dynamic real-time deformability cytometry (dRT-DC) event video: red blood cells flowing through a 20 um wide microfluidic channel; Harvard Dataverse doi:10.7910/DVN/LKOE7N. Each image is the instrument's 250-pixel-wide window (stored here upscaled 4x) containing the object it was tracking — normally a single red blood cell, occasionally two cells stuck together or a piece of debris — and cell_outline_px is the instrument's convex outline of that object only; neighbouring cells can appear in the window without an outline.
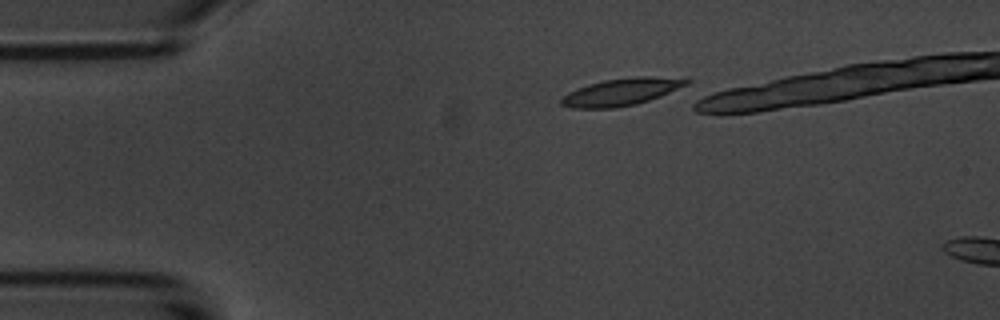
{"species": "common noctule bat (a hibernating species)", "species_latin": "Nyctalus noctula", "temperature_condition": "room temperature", "stored_images_in_passage": 9, "camera_frame_rate_fps": 3000, "um_per_image_px": 0.085, "animal": {"sex": "male", "body_mass_g": 20.1, "forearm_length_mm": 53.5}, "frame": {"image": 1, "passage_image": 4, "time_ms": 3.333, "image_size_px": [1000, 320], "cell_outline_px": [[692, 80], [688, 84], [660, 96], [636, 104], [616, 108], [572, 108], [560, 104], [560, 100], [568, 92], [576, 88], [588, 84], [604, 80], [636, 76], [688, 76]], "centroid_in_image_um": [52.9, 7.78], "position_along_channel_um": 32.1, "area_um2": 20.23}}
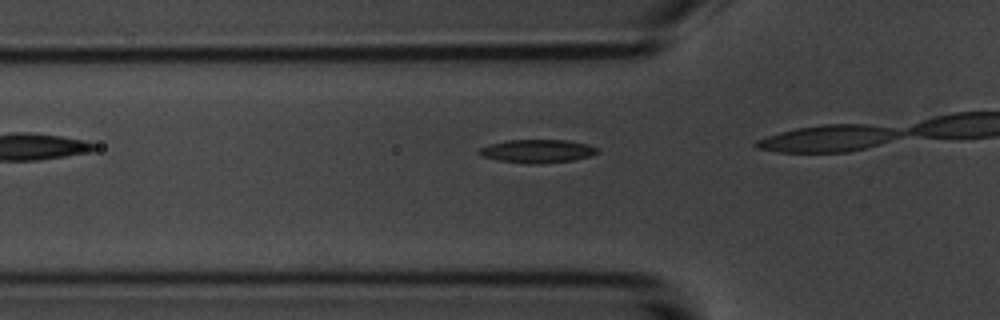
{"frame": {"image": 2, "passage_image": 7, "time_ms": 7.0, "image_size_px": [1000, 320], "cell_outline_px": [[600, 152], [592, 156], [572, 160], [536, 164], [528, 164], [496, 160], [484, 156], [476, 152], [480, 148], [492, 144], [508, 140], [568, 140], [588, 144], [596, 148]], "centroid_in_image_um": [45.7, 12.85], "position_along_channel_um": 80.1, "area_um2": 16.01}}